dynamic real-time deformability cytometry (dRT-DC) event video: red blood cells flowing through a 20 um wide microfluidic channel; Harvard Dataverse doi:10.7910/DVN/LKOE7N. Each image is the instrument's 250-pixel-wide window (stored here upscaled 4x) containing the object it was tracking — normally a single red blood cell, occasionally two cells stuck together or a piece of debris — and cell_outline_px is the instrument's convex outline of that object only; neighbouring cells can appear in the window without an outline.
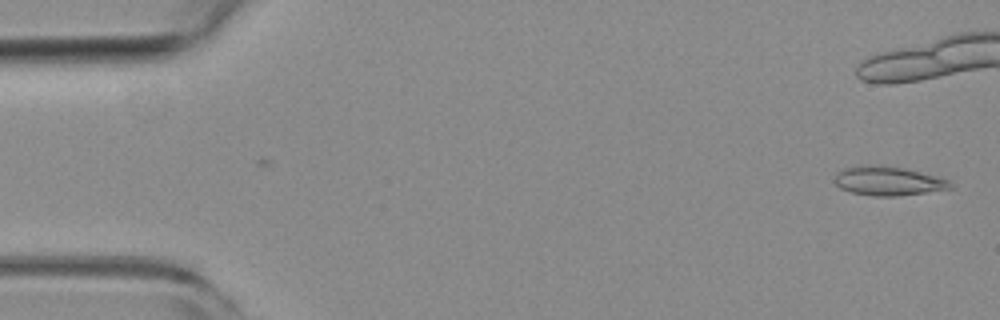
{"species": "common noctule bat (a hibernating species)", "species_latin": "Nyctalus noctula", "temperature_condition": "room temperature", "stored_images_in_passage": 43, "camera_frame_rate_fps": 3000, "um_per_image_px": 0.085, "animal": {"sex": "female", "body_mass_g": 19.3, "forearm_length_mm": 54.1}, "frame": {"image": 1, "passage_image": 1, "time_ms": 0.0, "image_size_px": [1000, 320], "cell_outline_px": [[956, 188], [900, 196], [876, 196], [852, 192], [840, 188], [832, 180], [840, 172], [848, 168], [868, 164], [872, 164], [904, 168], [936, 176], [948, 180]], "centroid_in_image_um": [75.55, 15.39], "position_along_channel_um": 9.5, "area_um2": 19.48}}